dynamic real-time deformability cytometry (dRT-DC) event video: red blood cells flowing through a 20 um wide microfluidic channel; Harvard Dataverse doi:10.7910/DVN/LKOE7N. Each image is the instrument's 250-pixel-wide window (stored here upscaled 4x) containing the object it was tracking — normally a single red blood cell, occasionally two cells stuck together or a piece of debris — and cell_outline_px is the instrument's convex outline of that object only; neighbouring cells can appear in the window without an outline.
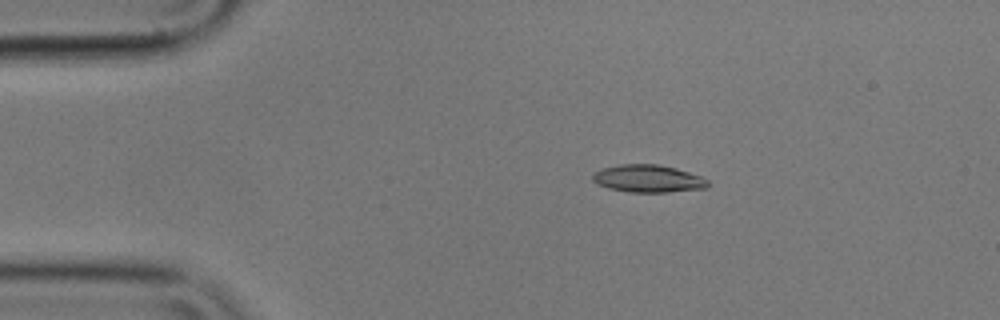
{"species": "common noctule bat (a hibernating species)", "species_latin": "Nyctalus noctula", "temperature_condition": "cold", "stored_images_in_passage": 6, "camera_frame_rate_fps": 3000, "um_per_image_px": 0.085, "animal": {"sex": "male", "body_mass_g": 17.9}, "frame": {"image": 1, "passage_image": 2, "time_ms": 0.333, "image_size_px": [1000, 320], "cell_outline_px": [[708, 188], [668, 192], [628, 192], [608, 188], [596, 184], [592, 180], [592, 176], [596, 172], [604, 168], [620, 164], [656, 164], [676, 168], [700, 176], [708, 180]], "centroid_in_image_um": [55.08, 15.19], "position_along_channel_um": 29.9, "area_um2": 18.44}}
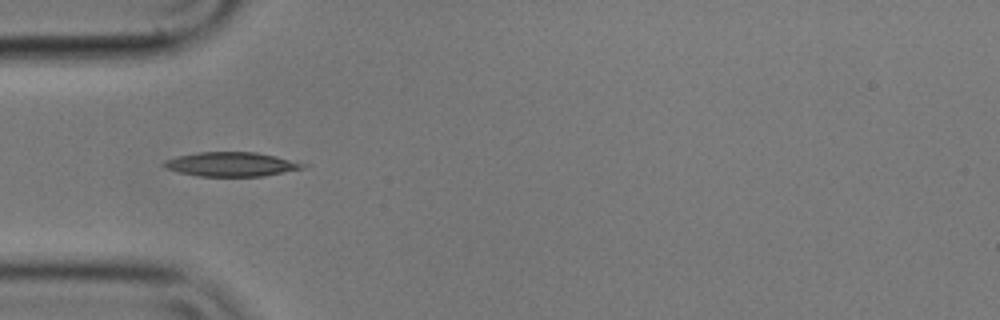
{"frame": {"image": 2, "passage_image": 4, "time_ms": 1.0, "image_size_px": [1000, 320], "cell_outline_px": [[308, 164], [304, 168], [264, 176], [200, 176], [180, 172], [164, 168], [160, 164], [164, 160], [180, 156], [200, 152], [256, 152], [276, 156]], "centroid_in_image_um": [19.66, 13.96], "position_along_channel_um": 65.3, "area_um2": 19.54}}
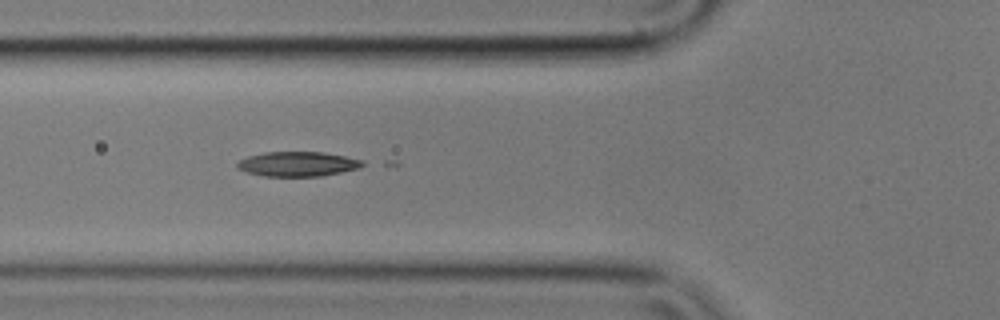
{"frame": {"image": 3, "passage_image": 5, "time_ms": 1.333, "image_size_px": [1000, 320], "cell_outline_px": [[368, 164], [360, 168], [320, 176], [264, 176], [244, 172], [236, 168], [236, 164], [240, 160], [248, 156], [264, 152], [324, 152], [364, 160]], "centroid_in_image_um": [25.32, 13.94], "position_along_channel_um": 100.5, "area_um2": 18.21}}